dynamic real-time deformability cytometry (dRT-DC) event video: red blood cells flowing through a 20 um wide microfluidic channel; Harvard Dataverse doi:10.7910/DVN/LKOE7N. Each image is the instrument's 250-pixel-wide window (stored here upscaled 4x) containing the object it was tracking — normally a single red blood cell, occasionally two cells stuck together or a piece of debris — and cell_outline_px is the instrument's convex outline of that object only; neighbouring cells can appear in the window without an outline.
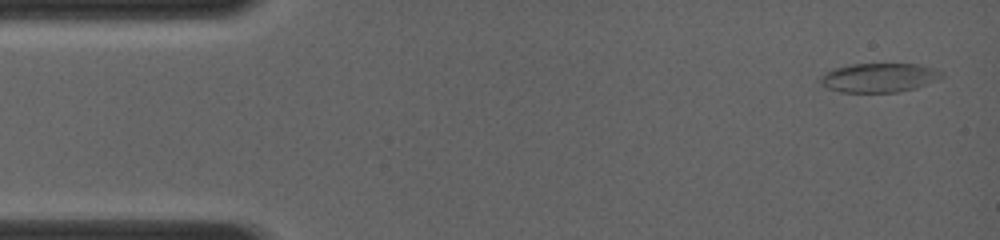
{"species": "common noctule bat (a hibernating species)", "species_latin": "Nyctalus noctula", "temperature_condition": "room temperature", "stored_images_in_passage": 7, "camera_frame_rate_fps": 4000, "um_per_image_px": 0.085, "animal": {"sex": "female", "body_mass_g": 19.0, "forearm_length_mm": 56.7}, "frame": {"image": 1, "passage_image": 1, "time_ms": 0.0, "image_size_px": [1000, 240], "cell_outline_px": [[944, 76], [936, 80], [916, 88], [896, 92], [840, 92], [828, 88], [820, 84], [816, 80], [824, 72], [832, 68], [852, 64], [920, 64], [944, 72]], "centroid_in_image_um": [74.66, 6.6], "position_along_channel_um": 10.3, "area_um2": 20.81}}
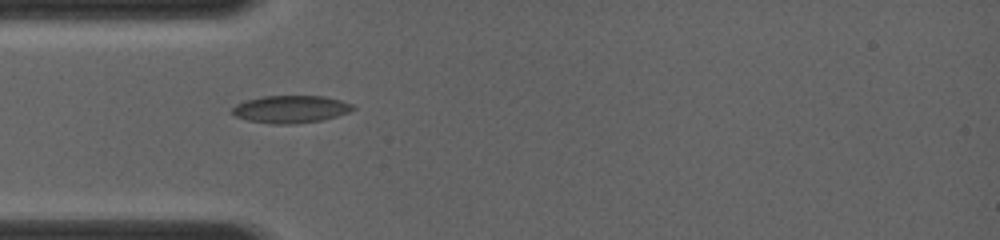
{"frame": {"image": 2, "passage_image": 6, "time_ms": 3.5, "image_size_px": [1000, 240], "cell_outline_px": [[356, 108], [348, 112], [336, 116], [320, 120], [288, 124], [272, 124], [248, 120], [236, 116], [232, 112], [232, 108], [236, 104], [244, 100], [260, 96], [324, 96], [340, 100], [352, 104]], "centroid_in_image_um": [24.68, 9.27], "position_along_channel_um": 60.3, "area_um2": 19.19}}
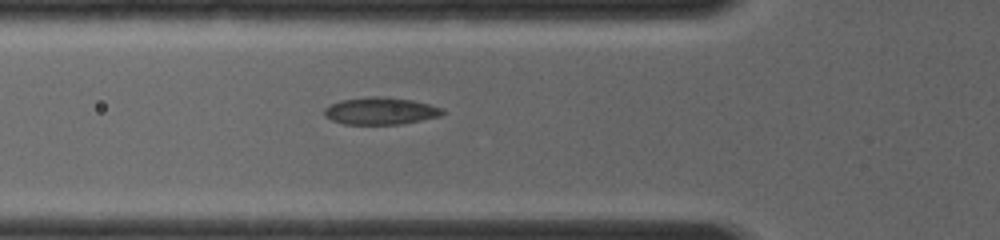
{"frame": {"image": 3, "passage_image": 7, "time_ms": 4.25, "image_size_px": [1000, 240], "cell_outline_px": [[444, 112], [440, 116], [400, 124], [344, 124], [332, 120], [324, 116], [324, 108], [340, 100], [372, 96], [380, 96], [412, 100], [428, 104], [440, 108]], "centroid_in_image_um": [32.3, 9.43], "position_along_channel_um": 93.5, "area_um2": 18.5}}